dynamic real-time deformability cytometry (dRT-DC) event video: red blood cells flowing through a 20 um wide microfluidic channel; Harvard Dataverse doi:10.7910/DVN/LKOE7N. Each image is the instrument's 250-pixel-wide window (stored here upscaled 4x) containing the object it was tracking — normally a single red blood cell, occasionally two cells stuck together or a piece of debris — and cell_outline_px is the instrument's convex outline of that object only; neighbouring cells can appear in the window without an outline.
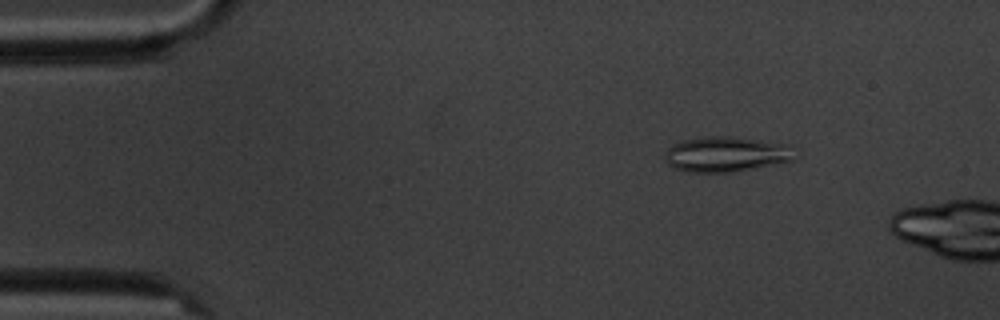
{"species": "common noctule bat (a hibernating species)", "species_latin": "Nyctalus noctula", "temperature_condition": "cold", "stored_images_in_passage": 5, "camera_frame_rate_fps": 3000, "um_per_image_px": 0.085, "animal": {"sex": "male", "body_mass_g": 20.1, "forearm_length_mm": 53.5}, "frame": {"image": 1, "passage_image": 3, "time_ms": 2.333, "image_size_px": [1000, 320], "cell_outline_px": [[796, 160], [732, 172], [688, 172], [672, 168], [664, 160], [664, 156], [668, 148], [684, 140], [708, 136], [732, 136], [792, 144]], "centroid_in_image_um": [61.76, 13.11], "position_along_channel_um": 23.2, "area_um2": 26.93}}